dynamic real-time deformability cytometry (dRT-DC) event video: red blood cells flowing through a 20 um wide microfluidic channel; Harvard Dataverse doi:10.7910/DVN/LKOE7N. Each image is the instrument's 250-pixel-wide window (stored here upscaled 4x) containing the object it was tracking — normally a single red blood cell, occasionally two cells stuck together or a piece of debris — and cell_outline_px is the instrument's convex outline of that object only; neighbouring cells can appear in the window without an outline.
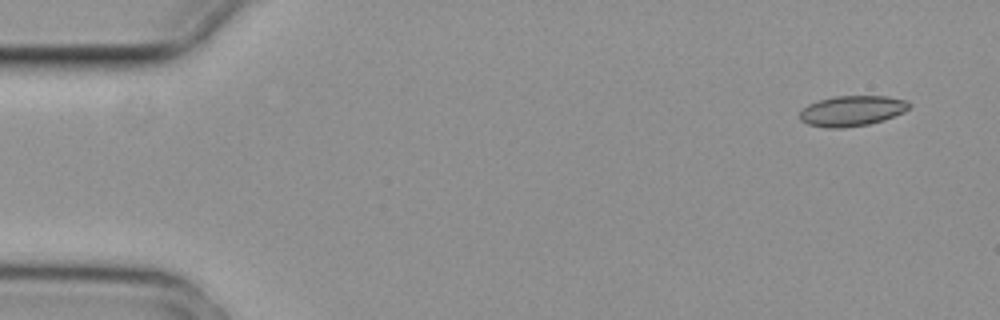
{"species": "common noctule bat (a hibernating species)", "species_latin": "Nyctalus noctula", "temperature_condition": "cold", "stored_images_in_passage": 7, "camera_frame_rate_fps": 3000, "um_per_image_px": 0.085, "animal": {"sex": "female", "body_mass_g": 29.2, "forearm_length_mm": 56.3}, "frame": {"image": 1, "passage_image": 1, "time_ms": 0.0, "image_size_px": [1000, 320], "cell_outline_px": [[912, 104], [904, 112], [884, 120], [868, 124], [844, 128], [824, 128], [808, 124], [800, 120], [800, 112], [808, 104], [832, 96], [884, 96], [908, 100]], "centroid_in_image_um": [72.43, 9.42], "position_along_channel_um": 12.6, "area_um2": 19.48}}
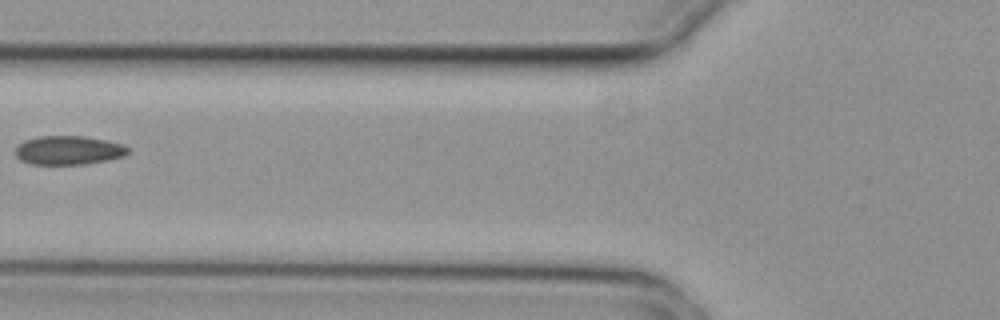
{"frame": {"image": 2, "passage_image": 6, "time_ms": 1.667, "image_size_px": [1000, 320], "cell_outline_px": [[128, 152], [124, 156], [108, 160], [84, 164], [32, 164], [20, 160], [16, 156], [16, 148], [24, 140], [40, 136], [84, 136], [104, 140], [120, 144], [128, 148]], "centroid_in_image_um": [5.8, 12.77], "position_along_channel_um": 120.0, "area_um2": 18.73}}
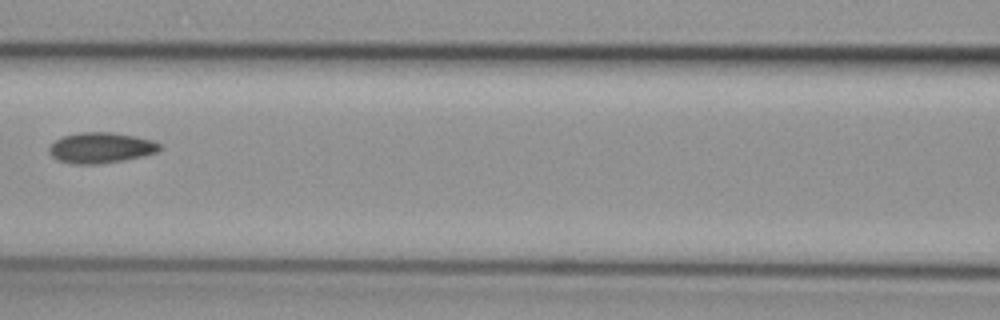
{"frame": {"image": 3, "passage_image": 7, "time_ms": 2.0, "image_size_px": [1000, 320], "cell_outline_px": [[164, 148], [156, 152], [144, 156], [124, 160], [96, 164], [72, 164], [56, 160], [48, 152], [48, 148], [60, 136], [80, 132], [112, 132], [136, 136], [152, 140], [160, 144]], "centroid_in_image_um": [8.57, 12.56], "position_along_channel_um": 158.0, "area_um2": 20.0}}